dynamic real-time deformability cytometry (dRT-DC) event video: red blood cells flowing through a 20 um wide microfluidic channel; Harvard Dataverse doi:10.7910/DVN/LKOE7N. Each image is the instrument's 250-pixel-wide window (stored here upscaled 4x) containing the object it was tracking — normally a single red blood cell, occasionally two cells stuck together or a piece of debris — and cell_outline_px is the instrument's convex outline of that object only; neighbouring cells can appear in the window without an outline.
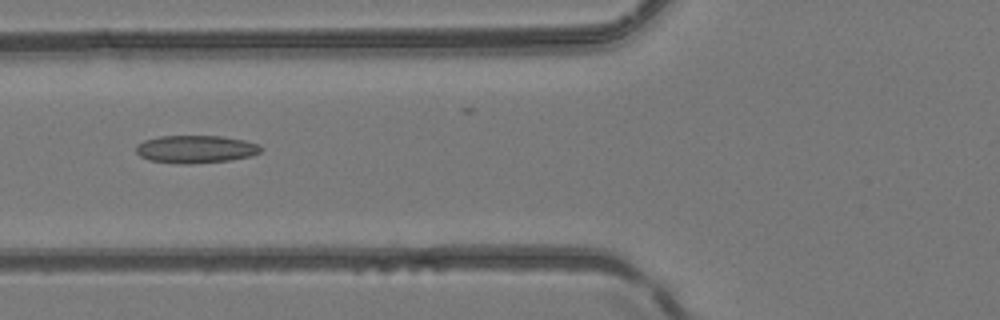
{"species": "common noctule bat (a hibernating species)", "species_latin": "Nyctalus noctula", "temperature_condition": "room temperature", "stored_images_in_passage": 4, "camera_frame_rate_fps": 3000, "um_per_image_px": 0.085, "animal": {"sex": "female", "body_mass_g": 24.6, "forearm_length_mm": 56.2}, "frame": {"image": 1, "passage_image": 2, "time_ms": 1.0, "image_size_px": [1000, 320], "cell_outline_px": [[260, 152], [252, 156], [228, 160], [192, 164], [180, 164], [148, 160], [140, 156], [136, 152], [136, 144], [144, 140], [160, 136], [220, 136], [244, 140], [260, 144]], "centroid_in_image_um": [16.61, 12.68], "position_along_channel_um": 109.2, "area_um2": 20.23}}
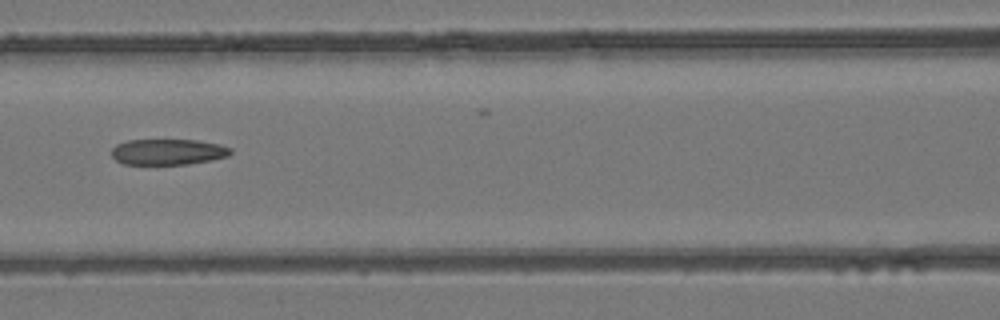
{"frame": {"image": 2, "passage_image": 3, "time_ms": 2.0, "image_size_px": [1000, 320], "cell_outline_px": [[232, 152], [228, 156], [212, 160], [188, 164], [124, 164], [116, 160], [112, 156], [112, 148], [116, 144], [128, 140], [196, 140], [220, 144], [232, 148]], "centroid_in_image_um": [14.29, 12.91], "position_along_channel_um": 152.3, "area_um2": 17.98}}